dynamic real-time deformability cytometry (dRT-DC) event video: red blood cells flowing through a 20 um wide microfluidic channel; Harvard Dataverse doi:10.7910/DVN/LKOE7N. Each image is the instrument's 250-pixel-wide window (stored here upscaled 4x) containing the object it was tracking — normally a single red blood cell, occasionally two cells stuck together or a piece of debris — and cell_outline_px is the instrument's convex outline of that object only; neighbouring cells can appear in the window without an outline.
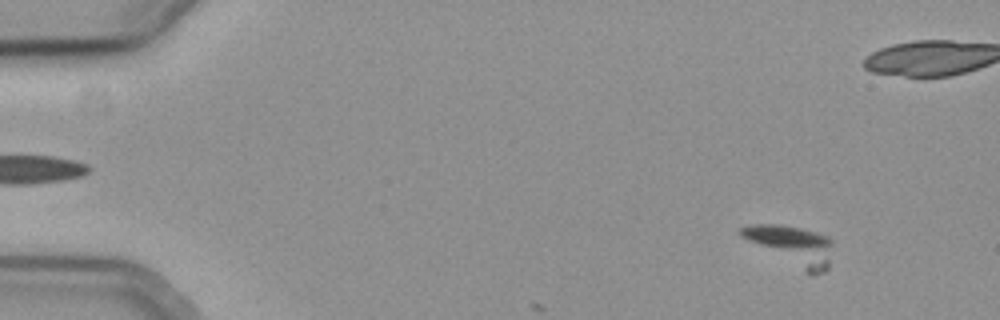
{"species": "common noctule bat (a hibernating species)", "species_latin": "Nyctalus noctula", "temperature_condition": "cold", "stored_images_in_passage": 9, "camera_frame_rate_fps": 3000, "um_per_image_px": 0.085, "animal": {"sex": "female", "body_mass_g": 19.3, "forearm_length_mm": 54.1}, "frame": {"image": 1, "passage_image": 3, "time_ms": 0.667, "image_size_px": [1000, 320], "cell_outline_px": [[832, 244], [828, 268], [824, 272], [812, 276], [740, 236], [736, 232], [740, 228], [752, 224], [776, 224], [800, 228], [828, 236], [832, 240]], "centroid_in_image_um": [67.31, 20.86], "position_along_channel_um": 17.7, "area_um2": 20.81}}